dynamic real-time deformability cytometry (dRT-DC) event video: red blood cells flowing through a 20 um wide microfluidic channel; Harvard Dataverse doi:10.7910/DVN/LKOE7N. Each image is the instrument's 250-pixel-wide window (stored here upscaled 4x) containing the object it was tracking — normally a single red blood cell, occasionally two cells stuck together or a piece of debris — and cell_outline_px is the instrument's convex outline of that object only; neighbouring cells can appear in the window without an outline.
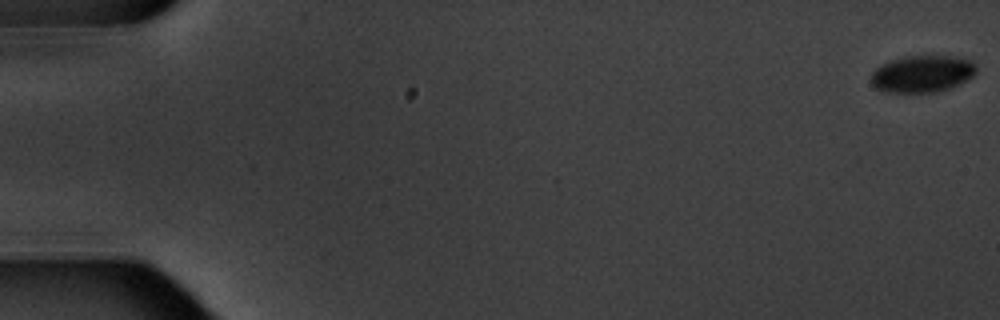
{"species": "common noctule bat (a hibernating species)", "species_latin": "Nyctalus noctula", "temperature_condition": "warm", "stored_images_in_passage": 6, "camera_frame_rate_fps": 3000, "um_per_image_px": 0.085, "animal": {"sex": "male", "body_mass_g": 20.1, "forearm_length_mm": 53.5}, "frame": {"image": 1, "passage_image": 1, "time_ms": 0.0, "image_size_px": [1000, 320], "cell_outline_px": [[976, 72], [972, 76], [948, 88], [936, 92], [884, 92], [876, 88], [872, 84], [872, 72], [880, 64], [892, 60], [908, 56], [948, 56], [972, 60], [976, 68]], "centroid_in_image_um": [78.36, 6.27], "position_along_channel_um": 6.6, "area_um2": 22.31}}
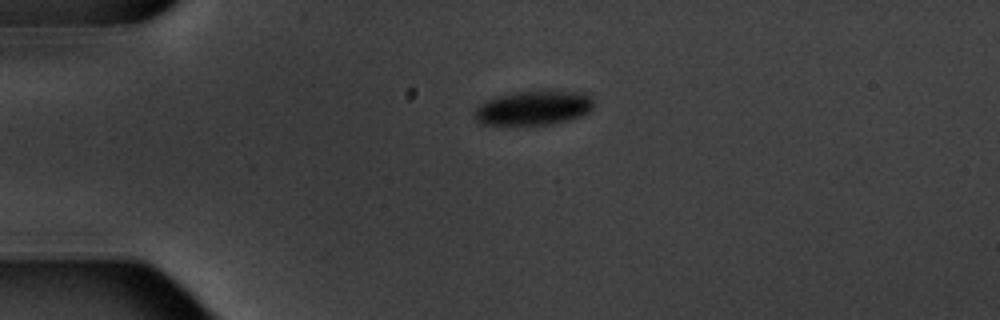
{"frame": {"image": 2, "passage_image": 5, "time_ms": 4.667, "image_size_px": [1000, 320], "cell_outline_px": [[592, 108], [588, 112], [572, 120], [552, 124], [516, 128], [476, 124], [472, 112], [484, 100], [516, 92], [572, 92], [588, 96], [592, 100]], "centroid_in_image_um": [45.19, 9.27], "position_along_channel_um": 39.8, "area_um2": 24.51}}